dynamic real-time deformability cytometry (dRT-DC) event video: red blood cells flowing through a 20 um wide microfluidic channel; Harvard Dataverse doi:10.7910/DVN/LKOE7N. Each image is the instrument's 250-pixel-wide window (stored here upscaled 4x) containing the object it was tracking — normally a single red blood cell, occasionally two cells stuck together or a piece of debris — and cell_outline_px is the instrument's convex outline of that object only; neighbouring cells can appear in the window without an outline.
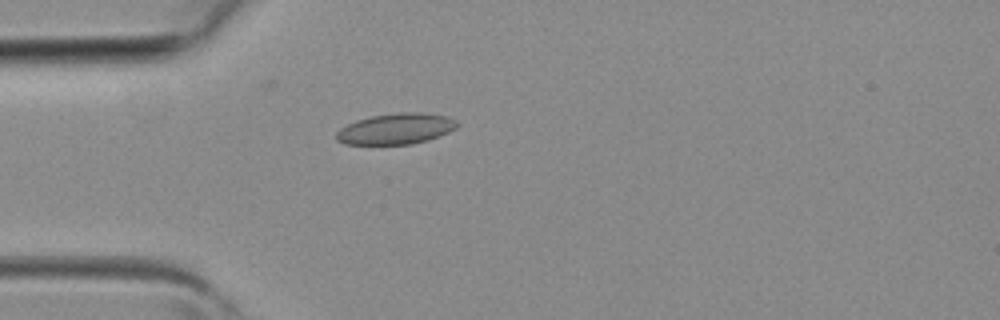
{"species": "common noctule bat (a hibernating species)", "species_latin": "Nyctalus noctula", "temperature_condition": "room temperature", "stored_images_in_passage": 3, "camera_frame_rate_fps": 3000, "um_per_image_px": 0.085, "animal": {"sex": "female", "body_mass_g": 19.3, "forearm_length_mm": 54.1}, "frame": {"image": 1, "passage_image": 3, "time_ms": 0.667, "image_size_px": [1000, 320], "cell_outline_px": [[460, 124], [456, 128], [440, 136], [428, 140], [412, 144], [344, 144], [336, 140], [336, 132], [340, 128], [356, 120], [372, 116], [400, 112], [420, 112], [444, 116], [456, 120]], "centroid_in_image_um": [33.65, 10.95], "position_along_channel_um": 51.3, "area_um2": 21.73}}